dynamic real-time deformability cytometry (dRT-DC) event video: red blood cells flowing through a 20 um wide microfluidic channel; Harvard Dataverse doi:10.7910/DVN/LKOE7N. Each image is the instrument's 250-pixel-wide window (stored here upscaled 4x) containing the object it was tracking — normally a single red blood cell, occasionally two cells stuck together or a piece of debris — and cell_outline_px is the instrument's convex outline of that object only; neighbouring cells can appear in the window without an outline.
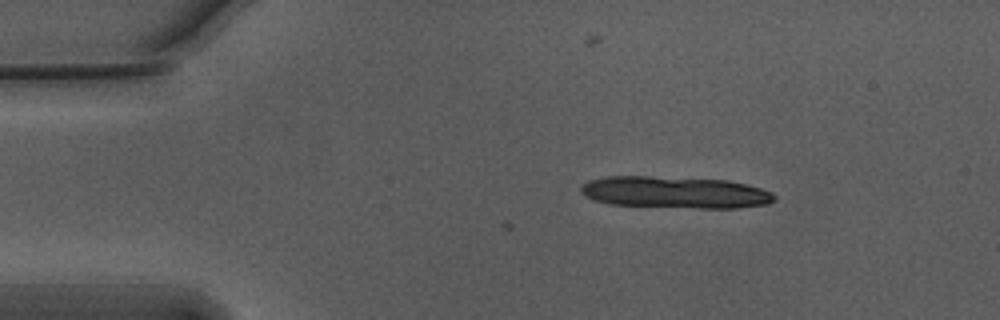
{"species": "Egyptian fruit bat (a non-hibernating species)", "species_latin": "Rousettus aegyptiacus", "temperature_condition": "warm", "stored_images_in_passage": 4, "camera_frame_rate_fps": 3000, "um_per_image_px": 0.085, "animal": {"sex": "male"}, "frame": {"image": 1, "passage_image": 4, "time_ms": 1.0, "image_size_px": [1000, 320], "cell_outline_px": [[776, 200], [768, 204], [736, 208], [700, 208], [612, 204], [596, 200], [580, 192], [580, 188], [588, 180], [604, 176], [648, 176], [728, 180], [760, 188], [772, 192], [776, 196]], "centroid_in_image_um": [57.41, 16.34], "position_along_channel_um": 27.6, "area_um2": 35.72}}